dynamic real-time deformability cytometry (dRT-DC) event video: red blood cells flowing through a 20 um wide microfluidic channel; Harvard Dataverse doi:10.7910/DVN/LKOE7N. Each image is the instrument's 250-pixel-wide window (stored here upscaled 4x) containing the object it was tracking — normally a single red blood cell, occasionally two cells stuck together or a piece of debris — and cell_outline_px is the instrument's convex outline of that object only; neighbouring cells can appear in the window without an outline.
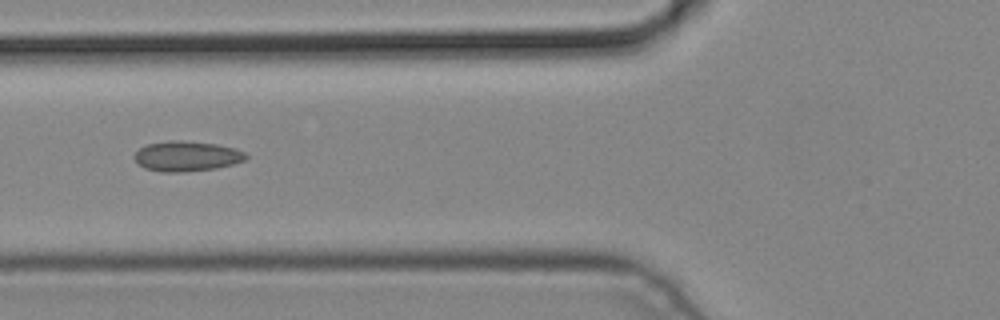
{"species": "common noctule bat (a hibernating species)", "species_latin": "Nyctalus noctula", "temperature_condition": "cold", "stored_images_in_passage": 6, "camera_frame_rate_fps": 3000, "um_per_image_px": 0.085, "animal": {"sex": "male", "body_mass_g": 19.2, "forearm_length_mm": 51.8}, "frame": {"image": 1, "passage_image": 6, "time_ms": 1.667, "image_size_px": [1000, 320], "cell_outline_px": [[248, 156], [244, 160], [232, 164], [216, 168], [184, 172], [160, 172], [144, 168], [132, 156], [140, 148], [148, 144], [172, 140], [176, 140], [216, 144], [236, 148], [244, 152]], "centroid_in_image_um": [15.86, 13.28], "position_along_channel_um": 109.9, "area_um2": 19.48}}